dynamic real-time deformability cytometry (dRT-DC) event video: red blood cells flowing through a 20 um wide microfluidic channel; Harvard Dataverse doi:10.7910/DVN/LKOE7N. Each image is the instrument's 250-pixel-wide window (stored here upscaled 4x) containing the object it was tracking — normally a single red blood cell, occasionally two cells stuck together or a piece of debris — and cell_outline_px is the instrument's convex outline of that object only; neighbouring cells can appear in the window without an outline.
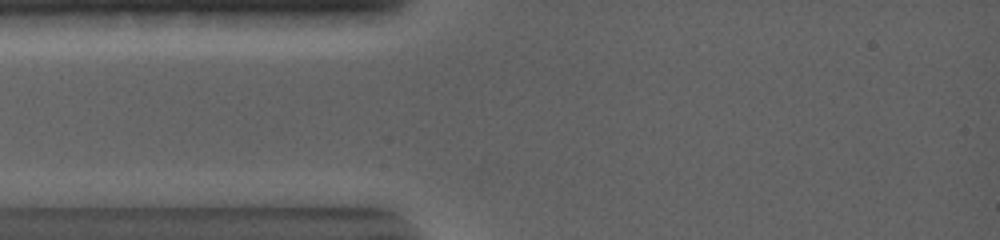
{"species": "common noctule bat (a hibernating species)", "species_latin": "Nyctalus noctula", "temperature_condition": "warm", "stored_images_in_passage": 1, "camera_frame_rate_fps": 5000, "um_per_image_px": 0.085, "animal": {"sex": "female", "body_mass_g": 19.0, "forearm_length_mm": 56.7}, "frame": {"image": 1, "passage_image": 1, "time_ms": 0.0, "image_size_px": [1000, 240], "cell_outline_px": [[436, 128], [432, 148], [428, 164], [388, 152], [376, 128], [384, 120], [412, 112], [436, 116]], "centroid_in_image_um": [34.8, 11.53], "position_along_channel_um": 50.2, "area_um2": 15.9}}